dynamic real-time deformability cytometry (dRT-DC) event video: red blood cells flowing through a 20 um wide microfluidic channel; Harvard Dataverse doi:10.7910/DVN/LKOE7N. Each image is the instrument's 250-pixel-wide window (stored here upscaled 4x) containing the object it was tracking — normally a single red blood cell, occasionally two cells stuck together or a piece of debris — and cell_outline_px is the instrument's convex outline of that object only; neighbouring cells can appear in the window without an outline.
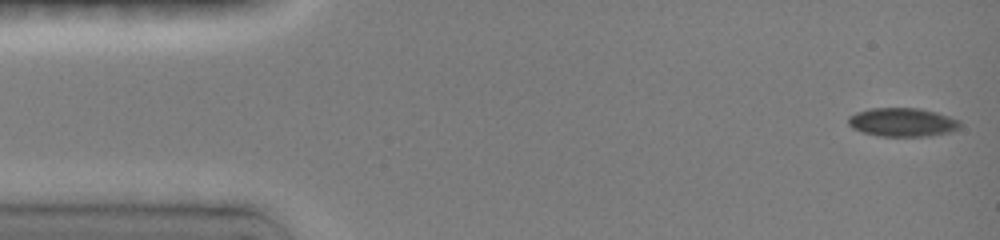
{"species": "common noctule bat (a hibernating species)", "species_latin": "Nyctalus noctula", "temperature_condition": "room temperature", "stored_images_in_passage": 51, "segment_of_instrument_passage": [1, 2], "camera_frame_rate_fps": 3000, "um_per_image_px": 0.085, "animal": {"sex": "female", "body_mass_g": 19.0, "forearm_length_mm": 51.5}, "frame": {"image": 1, "passage_image": 1, "time_ms": 0.0, "image_size_px": [1000, 240], "cell_outline_px": [[960, 128], [952, 132], [932, 136], [880, 136], [864, 132], [852, 128], [848, 124], [848, 116], [856, 112], [868, 108], [920, 108], [936, 112], [960, 120]], "centroid_in_image_um": [76.72, 10.39], "position_along_channel_um": 8.3, "area_um2": 18.84}}
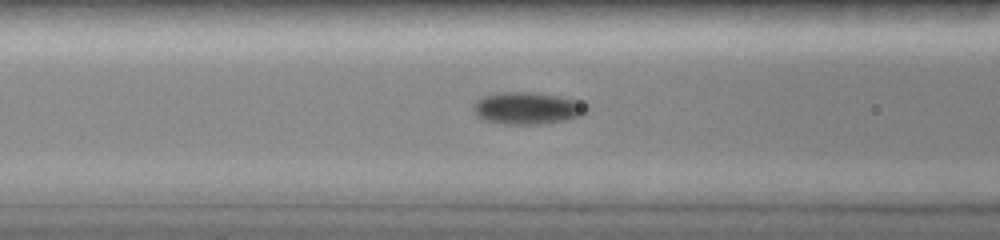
{"frame": {"image": 2, "passage_image": 24, "time_ms": 5.667, "image_size_px": [1000, 240], "cell_outline_px": [[588, 112], [580, 116], [568, 120], [540, 124], [500, 124], [484, 120], [476, 116], [476, 100], [484, 96], [504, 92], [524, 92], [556, 96], [580, 100], [588, 104]], "centroid_in_image_um": [44.9, 9.21], "position_along_channel_um": 121.7, "area_um2": 21.1}}
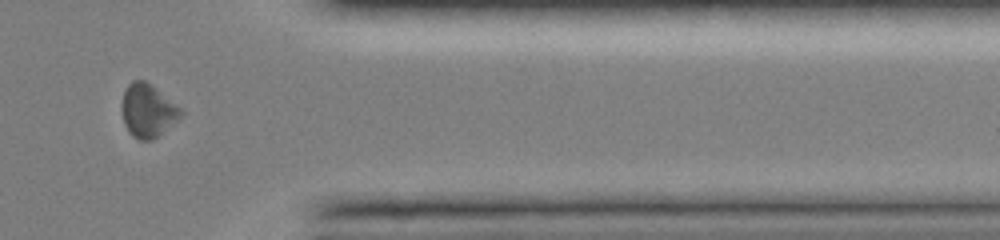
{"frame": {"image": 3, "passage_image": 44, "time_ms": 12.667, "image_size_px": [1000, 240], "cell_outline_px": [[184, 112], [176, 120], [152, 140], [140, 140], [132, 136], [128, 132], [124, 124], [120, 108], [120, 104], [124, 92], [128, 84], [132, 80], [144, 80], [152, 84], [180, 108]], "centroid_in_image_um": [12.5, 9.38], "position_along_channel_um": 398.9, "area_um2": 18.26}}